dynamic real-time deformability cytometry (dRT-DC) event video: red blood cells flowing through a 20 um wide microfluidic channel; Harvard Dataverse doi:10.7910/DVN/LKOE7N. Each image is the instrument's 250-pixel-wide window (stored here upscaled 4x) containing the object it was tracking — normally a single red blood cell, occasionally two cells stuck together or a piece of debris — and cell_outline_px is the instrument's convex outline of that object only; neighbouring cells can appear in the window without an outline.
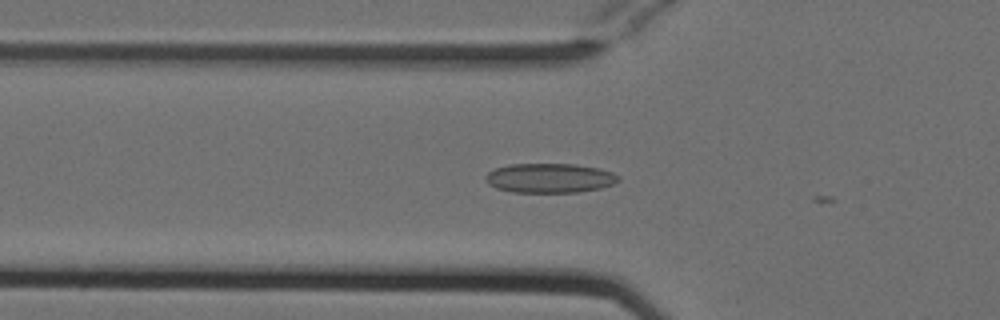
{"species": "Egyptian fruit bat (a non-hibernating species)", "species_latin": "Rousettus aegyptiacus", "temperature_condition": "cold", "stored_images_in_passage": 6, "camera_frame_rate_fps": 3000, "um_per_image_px": 0.085, "animal": {"sex": "female"}, "frame": {"image": 1, "passage_image": 3, "time_ms": 0.667, "image_size_px": [1000, 320], "cell_outline_px": [[620, 180], [612, 184], [600, 188], [576, 192], [512, 192], [496, 188], [488, 184], [484, 180], [484, 176], [488, 172], [496, 168], [508, 164], [576, 164], [600, 168], [612, 172], [620, 176]], "centroid_in_image_um": [46.71, 15.13], "position_along_channel_um": 79.1, "area_um2": 22.95}}